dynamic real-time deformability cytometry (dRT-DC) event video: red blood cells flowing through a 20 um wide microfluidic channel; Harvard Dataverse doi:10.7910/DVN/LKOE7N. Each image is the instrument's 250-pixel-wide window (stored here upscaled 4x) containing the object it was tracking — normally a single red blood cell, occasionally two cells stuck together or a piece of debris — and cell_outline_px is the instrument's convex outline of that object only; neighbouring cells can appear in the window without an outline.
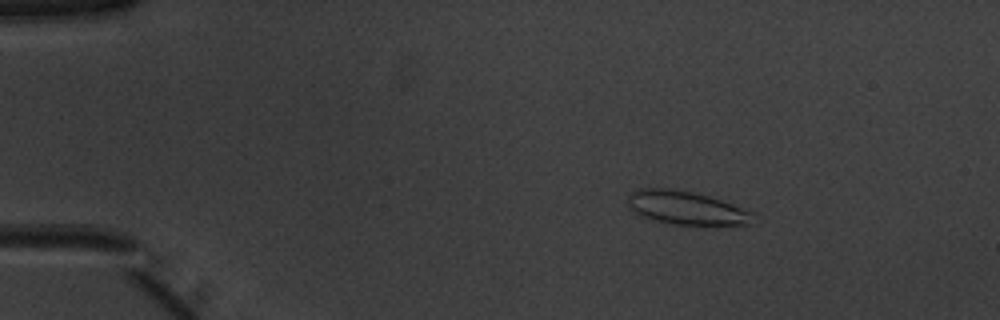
{"species": "common noctule bat (a hibernating species)", "species_latin": "Nyctalus noctula", "temperature_condition": "warm", "stored_images_in_passage": 52, "camera_frame_rate_fps": 3000, "um_per_image_px": 0.085, "animal": {"sex": "male", "body_mass_g": 20.1, "forearm_length_mm": 53.5}, "frame": {"image": 1, "passage_image": 9, "time_ms": 2.667, "image_size_px": [1000, 320], "cell_outline_px": [[752, 224], [672, 224], [656, 220], [644, 216], [628, 208], [628, 196], [632, 192], [640, 188], [668, 188], [692, 192], [708, 196], [732, 204], [752, 212]], "centroid_in_image_um": [58.29, 17.65], "position_along_channel_um": 26.7, "area_um2": 23.81}}
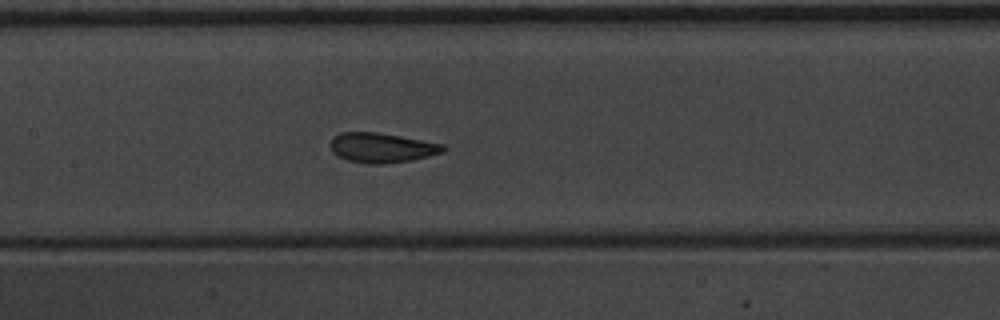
{"frame": {"image": 2, "passage_image": 26, "time_ms": 8.333, "image_size_px": [1000, 320], "cell_outline_px": [[448, 148], [444, 152], [412, 160], [384, 164], [368, 164], [348, 160], [336, 156], [332, 152], [328, 144], [332, 136], [340, 132], [376, 132], [400, 136], [444, 144]], "centroid_in_image_um": [32.41, 12.55], "position_along_channel_um": 175.0, "area_um2": 19.88}}
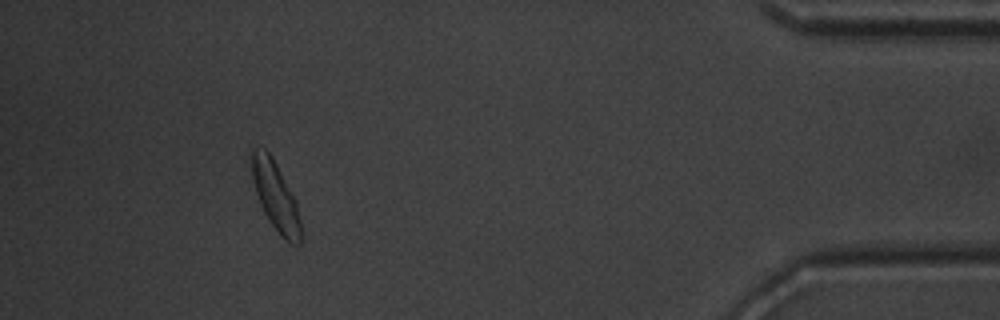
{"frame": {"image": 3, "passage_image": 48, "time_ms": 15.667, "image_size_px": [1000, 320], "cell_outline_px": [[304, 236], [300, 244], [288, 244], [280, 236], [268, 220], [260, 204], [256, 192], [252, 176], [252, 148], [264, 148], [272, 156], [296, 200]], "centroid_in_image_um": [23.47, 16.77], "position_along_channel_um": 411.7, "area_um2": 19.94}, "authors_computed_cell_mechanics": {"area_um2": 20.0566, "velocity_mm_per_s": 3.9611, "shape_relaxation_time_tau1_ms": 3.329, "shape_relaxation_time_tau2_ms": 0.9173, "deformation_change_tau1": 0.1035, "deformation_change_tau2": 0.0686}}